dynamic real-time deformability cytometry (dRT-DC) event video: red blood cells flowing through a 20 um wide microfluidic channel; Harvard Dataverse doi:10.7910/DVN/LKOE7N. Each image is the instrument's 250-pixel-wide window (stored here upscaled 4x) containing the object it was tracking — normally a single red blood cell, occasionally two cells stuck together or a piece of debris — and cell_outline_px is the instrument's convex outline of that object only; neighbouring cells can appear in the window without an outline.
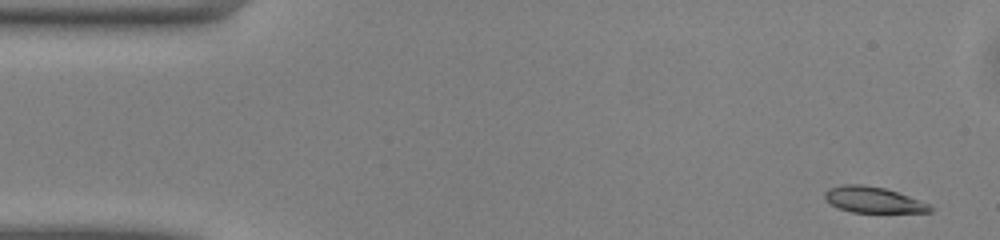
{"species": "common noctule bat (a hibernating species)", "species_latin": "Nyctalus noctula", "temperature_condition": "warm", "stored_images_in_passage": 48, "camera_frame_rate_fps": 3000, "um_per_image_px": 0.085, "animal": {"sex": "male", "body_mass_g": 13.0, "forearm_length_mm": 53.1}, "frame": {"image": 1, "passage_image": 1, "time_ms": 0.0, "image_size_px": [1000, 240], "cell_outline_px": [[932, 212], [852, 212], [840, 208], [832, 204], [824, 196], [824, 192], [828, 188], [844, 184], [864, 184], [884, 188], [908, 196], [928, 204], [932, 208]], "centroid_in_image_um": [74.19, 16.97], "position_along_channel_um": 10.8, "area_um2": 15.61}}
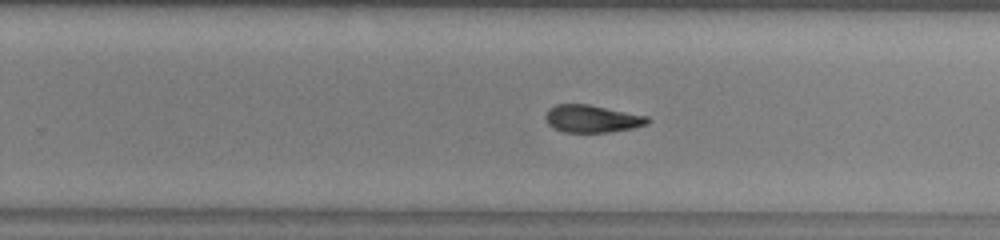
{"frame": {"image": 2, "passage_image": 29, "time_ms": 9.333, "image_size_px": [1000, 240], "cell_outline_px": [[652, 120], [648, 124], [632, 128], [608, 132], [564, 132], [552, 128], [548, 124], [544, 116], [548, 108], [556, 104], [588, 104], [648, 116]], "centroid_in_image_um": [50.31, 10.09], "position_along_channel_um": 279.5, "area_um2": 16.47}}
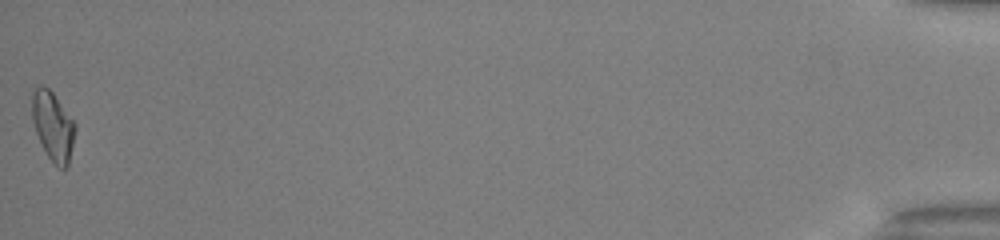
{"frame": {"image": 3, "passage_image": 48, "time_ms": 15.667, "image_size_px": [1000, 240], "cell_outline_px": [[76, 128], [68, 168], [60, 168], [48, 156], [36, 132], [32, 120], [32, 88], [40, 84], [48, 88], [52, 92], [76, 124]], "centroid_in_image_um": [4.5, 10.69], "position_along_channel_um": 430.7, "area_um2": 17.17}, "authors_computed_cell_mechanics": {"area_um2": 17.0799, "velocity_mm_per_s": 4.1195, "shape_relaxation_time_tau1_ms": 3.8396, "shape_relaxation_time_tau2_ms": 8.4409, "deformation_change_tau1": 0.1446, "deformation_change_tau2": 0.1845}}